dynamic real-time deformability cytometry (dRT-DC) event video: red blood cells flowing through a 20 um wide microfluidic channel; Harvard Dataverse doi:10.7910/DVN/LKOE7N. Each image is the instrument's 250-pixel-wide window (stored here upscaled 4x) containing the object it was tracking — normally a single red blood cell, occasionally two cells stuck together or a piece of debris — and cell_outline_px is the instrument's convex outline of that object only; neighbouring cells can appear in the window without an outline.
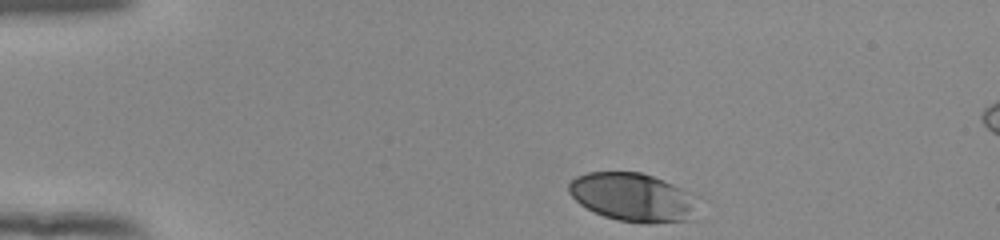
{"species": "human", "species_latin": "Homo sapiens", "temperature_condition": "room temperature", "stored_images_in_passage": 37, "camera_frame_rate_fps": 3000, "um_per_image_px": 0.085, "donor": {"sex": "female"}, "frame": {"image": 1, "passage_image": 1, "time_ms": 0.0, "image_size_px": [1000, 240], "cell_outline_px": [[700, 196], [696, 220], [648, 224], [616, 220], [604, 216], [580, 204], [568, 192], [568, 184], [576, 176], [588, 172], [640, 172], [664, 180]], "centroid_in_image_um": [53.91, 16.79], "position_along_channel_um": 31.1, "area_um2": 37.28}}
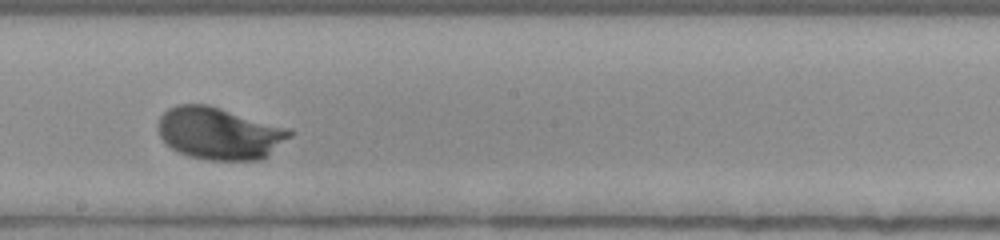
{"frame": {"image": 2, "passage_image": 22, "time_ms": 7.0, "image_size_px": [1000, 240], "cell_outline_px": [[296, 132], [292, 136], [268, 156], [260, 160], [208, 160], [188, 156], [172, 148], [160, 136], [160, 116], [168, 108], [176, 104], [208, 104], [292, 128]], "centroid_in_image_um": [18.73, 11.32], "position_along_channel_um": 229.5, "area_um2": 40.34}}
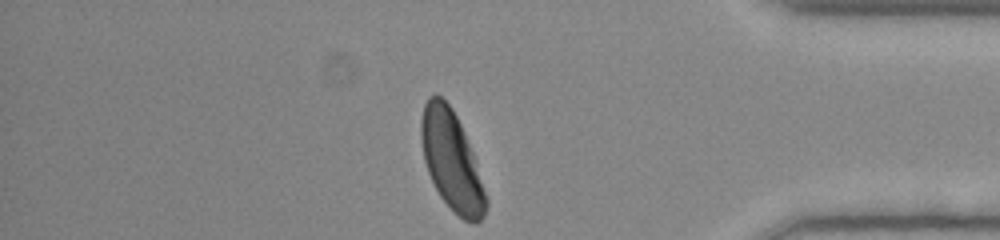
{"frame": {"image": 3, "passage_image": 37, "time_ms": 12.0, "image_size_px": [1000, 240], "cell_outline_px": [[488, 204], [484, 216], [476, 224], [472, 224], [464, 220], [440, 196], [428, 172], [424, 160], [420, 136], [420, 120], [424, 104], [428, 96], [436, 92], [452, 108], [464, 132], [476, 160], [488, 200]], "centroid_in_image_um": [38.39, 13.64], "position_along_channel_um": 396.8, "area_um2": 37.4}, "authors_computed_cell_mechanics": {"area_um2": 37.9746, "velocity_mm_per_s": 3.818, "shape_relaxation_time_tau1_ms": 2.5296, "shape_relaxation_time_tau2_ms": null, "deformation_change_tau1": 0.1501, "deformation_change_tau2": null}}